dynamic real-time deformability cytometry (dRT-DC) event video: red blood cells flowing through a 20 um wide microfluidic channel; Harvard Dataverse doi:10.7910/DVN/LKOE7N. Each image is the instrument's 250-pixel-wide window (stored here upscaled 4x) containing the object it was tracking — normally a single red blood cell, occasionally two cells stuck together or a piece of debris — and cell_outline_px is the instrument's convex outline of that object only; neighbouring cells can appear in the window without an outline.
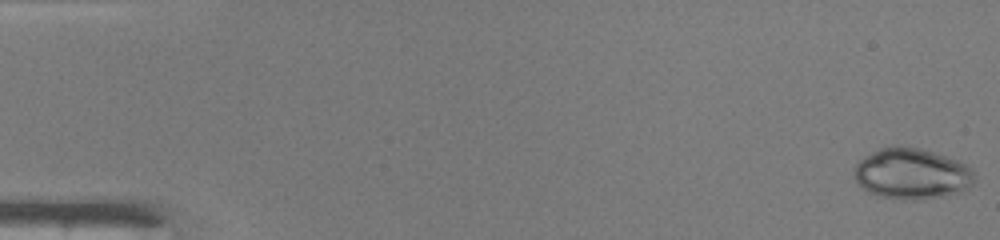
{"species": "common noctule bat (a hibernating species)", "species_latin": "Nyctalus noctula", "temperature_condition": "warm", "stored_images_in_passage": 48, "camera_frame_rate_fps": 3000, "um_per_image_px": 0.085, "animal": {"sex": "male", "body_mass_g": 19.0, "forearm_length_mm": 50.8}, "frame": {"image": 1, "passage_image": 1, "time_ms": 0.0, "image_size_px": [1000, 240], "cell_outline_px": [[972, 184], [968, 188], [960, 192], [908, 200], [880, 196], [868, 192], [856, 180], [856, 164], [864, 156], [880, 148], [892, 144], [920, 148], [956, 160], [964, 164], [972, 172]], "centroid_in_image_um": [77.45, 14.74], "position_along_channel_um": 7.5, "area_um2": 34.85}}
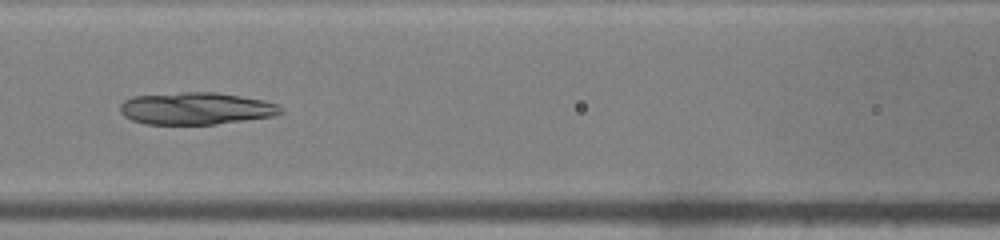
{"frame": {"image": 2, "passage_image": 22, "time_ms": 7.0, "image_size_px": [1000, 240], "cell_outline_px": [[284, 112], [272, 116], [216, 124], [144, 124], [132, 120], [124, 116], [120, 112], [120, 104], [124, 100], [132, 96], [184, 92], [216, 92], [264, 100], [276, 104], [284, 108]], "centroid_in_image_um": [16.64, 9.22], "position_along_channel_um": 150.0, "area_um2": 30.17}}
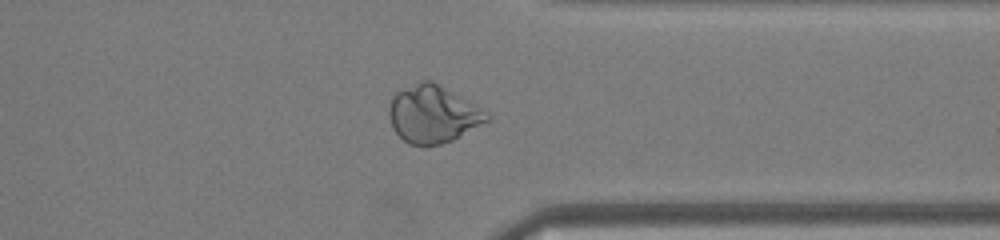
{"frame": {"image": 3, "passage_image": 38, "time_ms": 12.333, "image_size_px": [1000, 240], "cell_outline_px": [[492, 116], [488, 120], [452, 140], [440, 144], [424, 148], [408, 144], [392, 128], [388, 116], [388, 108], [392, 96], [396, 92], [420, 80], [432, 80], [476, 104], [488, 112]], "centroid_in_image_um": [36.77, 9.71], "position_along_channel_um": 374.6, "area_um2": 33.12}}